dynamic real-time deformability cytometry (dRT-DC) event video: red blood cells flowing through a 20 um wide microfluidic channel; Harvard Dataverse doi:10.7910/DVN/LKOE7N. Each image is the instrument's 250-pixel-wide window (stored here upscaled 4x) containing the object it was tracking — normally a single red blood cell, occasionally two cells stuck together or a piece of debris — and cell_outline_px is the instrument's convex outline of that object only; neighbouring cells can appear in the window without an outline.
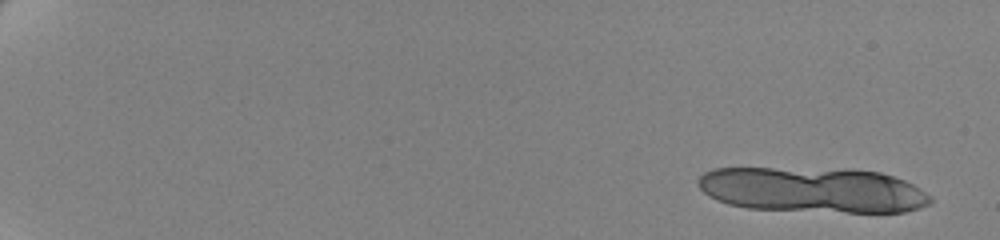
{"species": "human", "species_latin": "Homo sapiens", "temperature_condition": "cold", "stored_images_in_passage": 16, "camera_frame_rate_fps": 3000, "um_per_image_px": 0.085, "donor": {"sex": "female"}, "frame": {"image": 1, "passage_image": 3, "time_ms": 0.667, "image_size_px": [1000, 240], "cell_outline_px": [[932, 200], [928, 204], [920, 208], [904, 212], [848, 212], [748, 208], [728, 204], [716, 200], [708, 196], [696, 184], [696, 180], [704, 172], [712, 168], [852, 168], [880, 172], [904, 180], [920, 188], [932, 196]], "centroid_in_image_um": [69.07, 16.12], "position_along_channel_um": 15.9, "area_um2": 61.96}}